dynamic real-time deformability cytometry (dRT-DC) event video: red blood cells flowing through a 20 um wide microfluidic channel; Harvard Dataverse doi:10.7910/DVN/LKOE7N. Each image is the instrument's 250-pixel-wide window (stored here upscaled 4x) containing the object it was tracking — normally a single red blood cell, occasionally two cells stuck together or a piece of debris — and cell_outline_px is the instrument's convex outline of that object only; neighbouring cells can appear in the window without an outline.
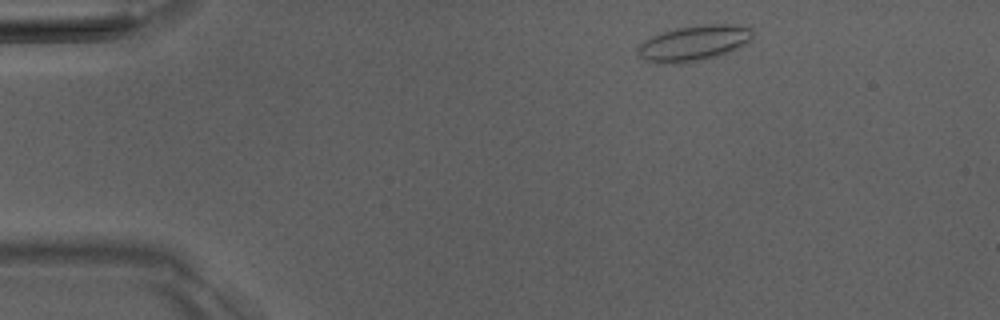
{"species": "Egyptian fruit bat (a non-hibernating species)", "species_latin": "Rousettus aegyptiacus", "temperature_condition": "room temperature", "stored_images_in_passage": 3, "camera_frame_rate_fps": 3000, "um_per_image_px": 0.085, "animal": {"sex": "male"}, "frame": {"image": 1, "passage_image": 1, "time_ms": 0.0, "image_size_px": [1000, 320], "cell_outline_px": [[752, 40], [732, 52], [700, 60], [680, 64], [644, 60], [636, 52], [636, 48], [644, 40], [652, 36], [676, 28], [708, 24], [736, 24], [752, 28]], "centroid_in_image_um": [59.02, 3.66], "position_along_channel_um": 26.0, "area_um2": 23.76}}